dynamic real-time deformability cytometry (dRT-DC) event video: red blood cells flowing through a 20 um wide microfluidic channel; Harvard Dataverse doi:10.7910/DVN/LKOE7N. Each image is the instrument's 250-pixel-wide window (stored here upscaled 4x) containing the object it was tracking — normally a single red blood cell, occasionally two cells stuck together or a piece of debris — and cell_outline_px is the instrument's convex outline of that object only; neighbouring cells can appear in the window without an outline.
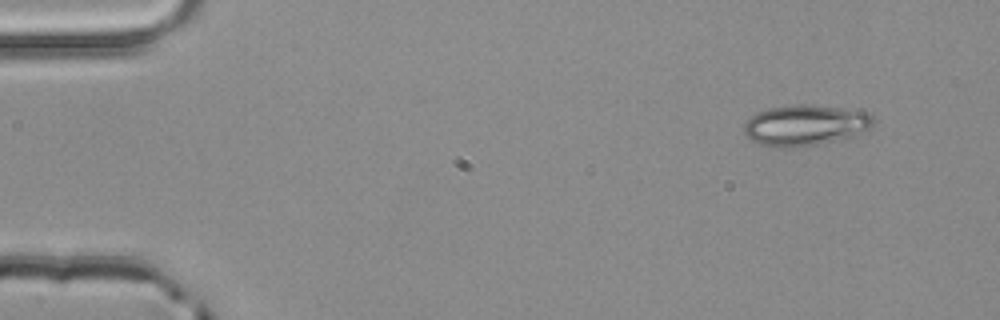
{"species": "common noctule bat (a hibernating species)", "species_latin": "Nyctalus noctula", "temperature_condition": "room temperature", "stored_images_in_passage": 3, "camera_frame_rate_fps": 3000, "um_per_image_px": 0.085, "animal": {"sex": "male", "body_mass_g": 20.4}, "frame": {"image": 1, "passage_image": 1, "time_ms": 0.0, "image_size_px": [1000, 320], "cell_outline_px": [[876, 120], [868, 128], [844, 140], [792, 148], [776, 148], [760, 144], [744, 136], [744, 124], [756, 112], [768, 108], [800, 104], [804, 104], [868, 112]], "centroid_in_image_um": [68.41, 10.67], "position_along_channel_um": 16.6, "area_um2": 30.75}}